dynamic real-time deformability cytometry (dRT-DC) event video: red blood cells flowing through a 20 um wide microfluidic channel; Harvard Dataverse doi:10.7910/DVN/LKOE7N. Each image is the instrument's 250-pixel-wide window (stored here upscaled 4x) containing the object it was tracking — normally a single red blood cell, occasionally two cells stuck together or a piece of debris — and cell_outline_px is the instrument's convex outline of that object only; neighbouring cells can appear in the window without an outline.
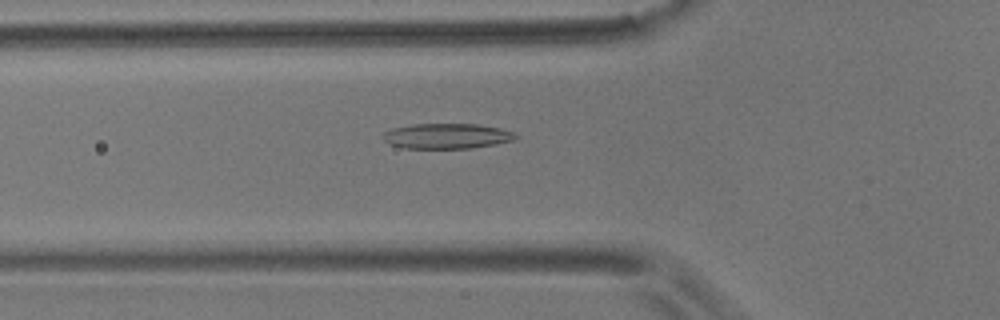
{"species": "common noctule bat (a hibernating species)", "species_latin": "Nyctalus noctula", "temperature_condition": "room temperature", "stored_images_in_passage": 43, "camera_frame_rate_fps": 3000, "um_per_image_px": 0.085, "animal": {"sex": "male", "body_mass_g": 17.9}, "frame": {"image": 1, "passage_image": 6, "time_ms": 1.667, "image_size_px": [1000, 320], "cell_outline_px": [[520, 136], [516, 140], [496, 144], [472, 148], [404, 148], [388, 144], [380, 136], [384, 132], [392, 128], [412, 124], [476, 124], [500, 128], [516, 132]], "centroid_in_image_um": [38.0, 11.56], "position_along_channel_um": 87.8, "area_um2": 19.83}}
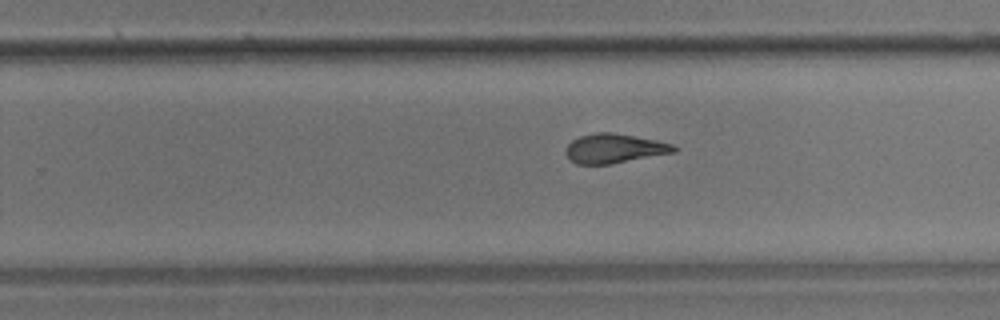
{"frame": {"image": 2, "passage_image": 22, "time_ms": 7.0, "image_size_px": [1000, 320], "cell_outline_px": [[680, 148], [676, 152], [608, 164], [576, 164], [568, 160], [564, 152], [564, 148], [572, 140], [580, 136], [596, 132], [612, 132], [656, 140], [672, 144]], "centroid_in_image_um": [52.18, 12.62], "position_along_channel_um": 277.6, "area_um2": 18.61}}
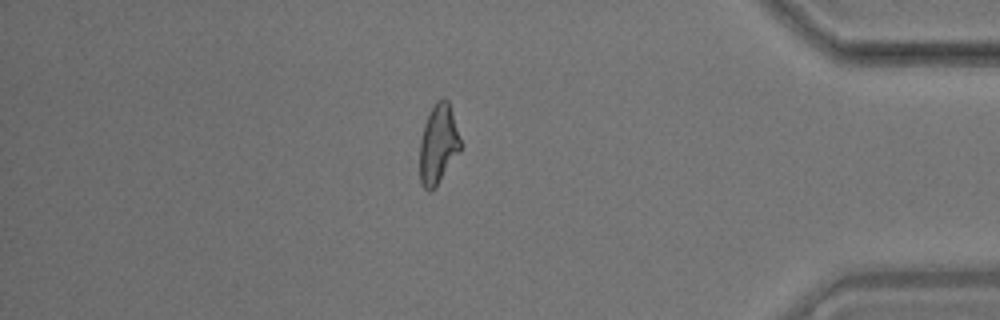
{"frame": {"image": 3, "passage_image": 35, "time_ms": 11.333, "image_size_px": [1000, 320], "cell_outline_px": [[460, 152], [436, 188], [432, 192], [428, 192], [424, 188], [420, 180], [420, 140], [424, 124], [436, 100], [444, 96], [448, 100], [452, 112], [460, 140]], "centroid_in_image_um": [37.24, 12.3], "position_along_channel_um": 398.0, "area_um2": 18.96}, "authors_computed_cell_mechanics": {"area_um2": 19.2474, "velocity_mm_per_s": 3.5533, "shape_relaxation_time_tau1_ms": 8.0665, "shape_relaxation_time_tau2_ms": 3.0611, "deformation_change_tau1": 0.2245, "deformation_change_tau2": 0.0847}}